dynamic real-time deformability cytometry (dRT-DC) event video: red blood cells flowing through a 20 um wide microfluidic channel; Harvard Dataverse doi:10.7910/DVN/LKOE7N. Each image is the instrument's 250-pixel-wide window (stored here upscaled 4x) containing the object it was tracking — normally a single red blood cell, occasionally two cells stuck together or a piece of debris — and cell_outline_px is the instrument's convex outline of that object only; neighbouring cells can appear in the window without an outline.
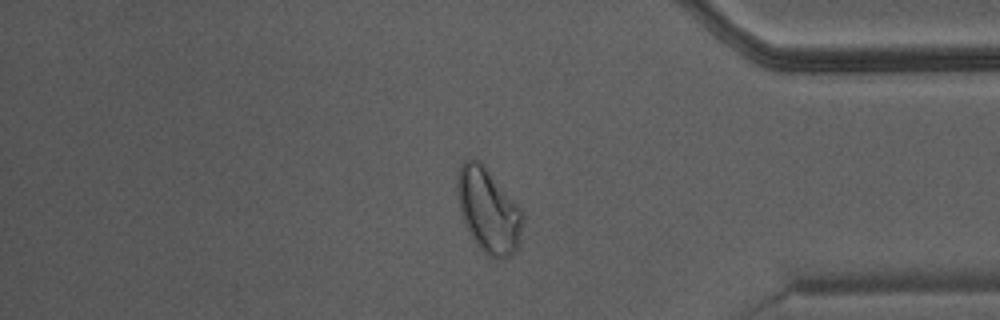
{"species": "Egyptian fruit bat (a non-hibernating species)", "species_latin": "Rousettus aegyptiacus", "temperature_condition": "warm", "stored_images_in_passage": 47, "camera_frame_rate_fps": 3000, "um_per_image_px": 0.085, "animal": {"sex": "male"}, "frame": {"image": 1, "passage_image": 40, "time_ms": 13.0, "image_size_px": [1000, 320], "cell_outline_px": [[524, 216], [520, 244], [516, 252], [508, 256], [496, 260], [484, 252], [476, 244], [460, 212], [456, 188], [456, 184], [460, 168], [464, 160], [480, 160], [524, 212]], "centroid_in_image_um": [41.55, 17.91], "position_along_channel_um": 393.7, "area_um2": 32.08}}